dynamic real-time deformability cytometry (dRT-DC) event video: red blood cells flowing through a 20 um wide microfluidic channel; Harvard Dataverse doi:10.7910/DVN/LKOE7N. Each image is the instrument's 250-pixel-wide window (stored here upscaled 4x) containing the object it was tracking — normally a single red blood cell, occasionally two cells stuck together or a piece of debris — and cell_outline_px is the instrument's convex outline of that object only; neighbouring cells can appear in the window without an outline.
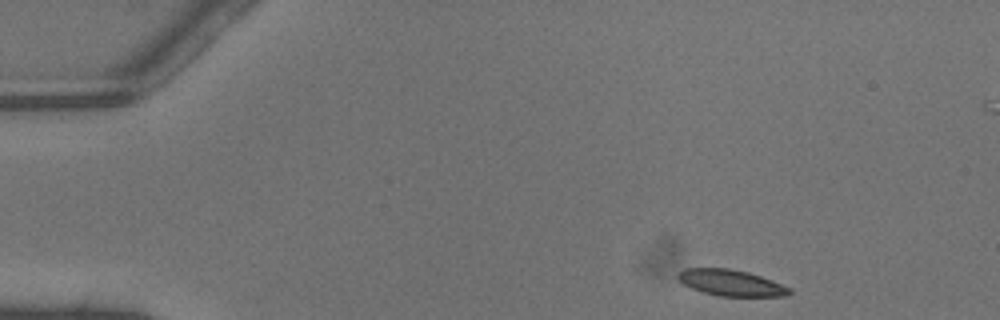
{"species": "common noctule bat (a hibernating species)", "species_latin": "Nyctalus noctula", "temperature_condition": "warm", "stored_images_in_passage": 34, "camera_frame_rate_fps": 3000, "um_per_image_px": 0.085, "animal": {"sex": "male", "body_mass_g": 13.3}, "frame": {"image": 1, "passage_image": 1, "time_ms": 0.0, "image_size_px": [1000, 320], "cell_outline_px": [[792, 292], [788, 296], [720, 296], [704, 292], [692, 288], [684, 284], [676, 276], [684, 268], [728, 268], [748, 272], [760, 276], [792, 288]], "centroid_in_image_um": [62.16, 24.04], "position_along_channel_um": 22.8, "area_um2": 16.88}}
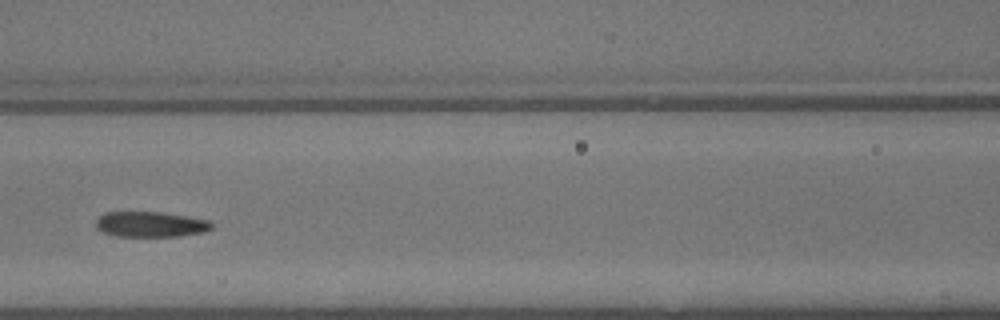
{"frame": {"image": 2, "passage_image": 16, "time_ms": 5.0, "image_size_px": [1000, 320], "cell_outline_px": [[212, 228], [204, 232], [180, 236], [116, 236], [104, 232], [96, 228], [96, 220], [104, 212], [160, 212], [212, 220]], "centroid_in_image_um": [12.82, 19.06], "position_along_channel_um": 153.8, "area_um2": 17.17}}
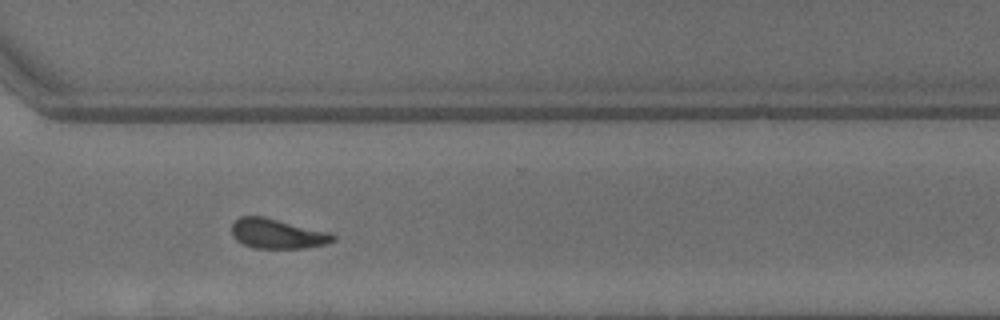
{"frame": {"image": 3, "passage_image": 29, "time_ms": 9.333, "image_size_px": [1000, 320], "cell_outline_px": [[336, 240], [324, 244], [304, 248], [256, 248], [244, 244], [236, 240], [232, 236], [232, 224], [240, 216], [264, 216], [328, 232], [336, 236]], "centroid_in_image_um": [23.55, 19.86], "position_along_channel_um": 347.0, "area_um2": 17.46}, "authors_computed_cell_mechanics": {"area_um2": 17.918, "velocity_mm_per_s": 4.4708, "shape_relaxation_time_tau1_ms": 4.9453, "shape_relaxation_time_tau2_ms": 6.4595, "deformation_change_tau1": 0.1613, "deformation_change_tau2": 0.146}}